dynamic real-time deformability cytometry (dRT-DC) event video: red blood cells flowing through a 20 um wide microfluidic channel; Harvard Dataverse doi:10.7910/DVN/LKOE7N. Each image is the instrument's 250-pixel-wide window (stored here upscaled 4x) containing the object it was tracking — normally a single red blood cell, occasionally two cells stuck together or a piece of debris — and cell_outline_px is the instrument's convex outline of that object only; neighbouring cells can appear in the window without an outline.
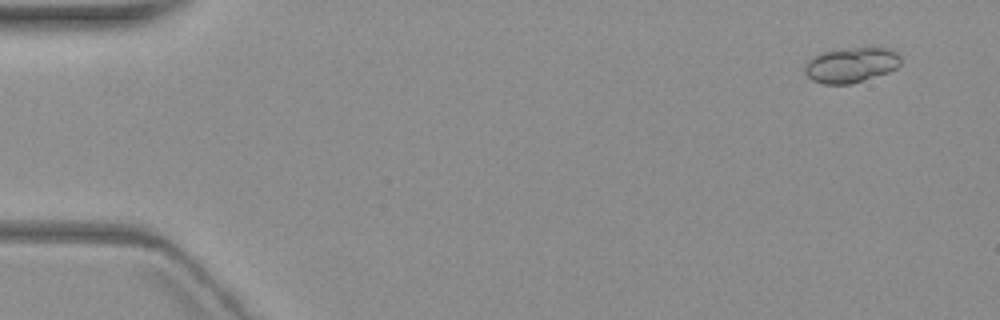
{"species": "common noctule bat (a hibernating species)", "species_latin": "Nyctalus noctula", "temperature_condition": "warm", "stored_images_in_passage": 4, "camera_frame_rate_fps": 3000, "um_per_image_px": 0.085, "animal": {"sex": "female", "body_mass_g": 19.3, "forearm_length_mm": 54.1}, "frame": {"image": 1, "passage_image": 1, "time_ms": 0.0, "image_size_px": [1000, 320], "cell_outline_px": [[900, 64], [896, 68], [888, 72], [852, 84], [824, 84], [812, 80], [804, 72], [804, 68], [808, 60], [820, 52], [856, 48], [888, 48], [896, 52], [900, 56]], "centroid_in_image_um": [72.33, 5.53], "position_along_channel_um": 12.7, "area_um2": 19.48}}